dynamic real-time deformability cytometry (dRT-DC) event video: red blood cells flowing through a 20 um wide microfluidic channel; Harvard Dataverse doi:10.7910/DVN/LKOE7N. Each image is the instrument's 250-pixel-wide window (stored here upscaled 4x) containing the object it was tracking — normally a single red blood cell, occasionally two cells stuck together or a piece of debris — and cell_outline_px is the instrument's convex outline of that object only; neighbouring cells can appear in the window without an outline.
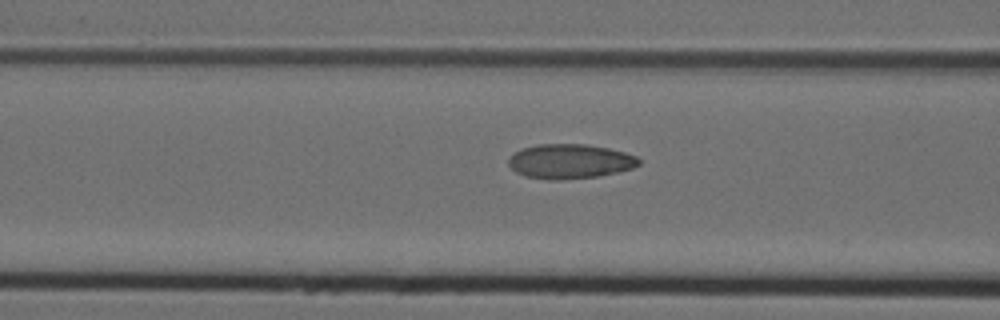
{"species": "Egyptian fruit bat (a non-hibernating species)", "species_latin": "Rousettus aegyptiacus", "temperature_condition": "cold", "stored_images_in_passage": 18, "camera_frame_rate_fps": 3000, "um_per_image_px": 0.085, "animal": {"sex": "female"}, "frame": {"image": 1, "passage_image": 16, "time_ms": 5.0, "image_size_px": [1000, 320], "cell_outline_px": [[640, 164], [632, 168], [600, 176], [556, 180], [548, 180], [524, 176], [516, 172], [508, 164], [508, 160], [516, 152], [524, 148], [540, 144], [584, 144], [608, 148], [624, 152], [636, 156], [640, 160]], "centroid_in_image_um": [48.45, 13.72], "position_along_channel_um": 118.2, "area_um2": 26.07}}